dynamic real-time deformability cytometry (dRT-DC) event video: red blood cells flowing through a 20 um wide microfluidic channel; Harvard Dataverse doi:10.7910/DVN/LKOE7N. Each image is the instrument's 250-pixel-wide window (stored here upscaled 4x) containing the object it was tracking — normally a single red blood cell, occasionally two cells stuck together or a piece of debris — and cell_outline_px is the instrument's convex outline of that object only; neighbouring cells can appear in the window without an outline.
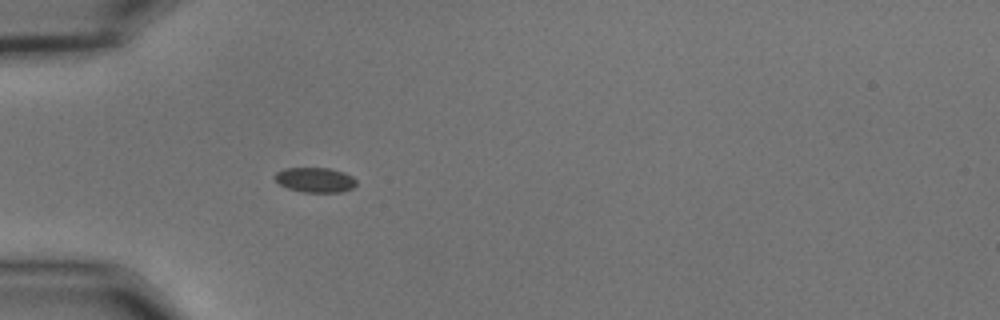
{"species": "common noctule bat (a hibernating species)", "species_latin": "Nyctalus noctula", "temperature_condition": "cold", "stored_images_in_passage": 39, "camera_frame_rate_fps": 3000, "um_per_image_px": 0.085, "animal": {"sex": "male", "body_mass_g": 15.6}, "frame": {"image": 1, "passage_image": 1, "time_ms": 0.0, "image_size_px": [1000, 320], "cell_outline_px": [[356, 184], [352, 188], [340, 192], [304, 192], [288, 188], [280, 184], [272, 176], [276, 172], [284, 168], [328, 168], [344, 172], [352, 176], [356, 180]], "centroid_in_image_um": [26.77, 15.28], "position_along_channel_um": 58.2, "area_um2": 11.79}}
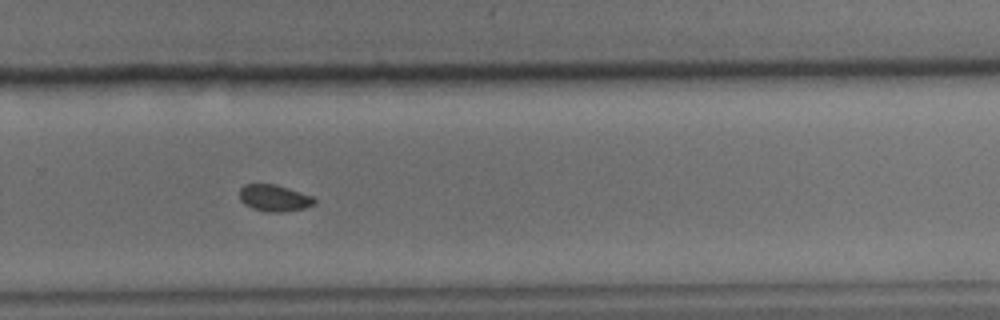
{"frame": {"image": 2, "passage_image": 22, "time_ms": 7.0, "image_size_px": [1000, 320], "cell_outline_px": [[316, 204], [304, 208], [280, 212], [268, 212], [252, 208], [244, 204], [240, 200], [240, 188], [244, 184], [276, 184], [312, 196], [316, 200]], "centroid_in_image_um": [23.31, 16.83], "position_along_channel_um": 306.5, "area_um2": 11.62}}
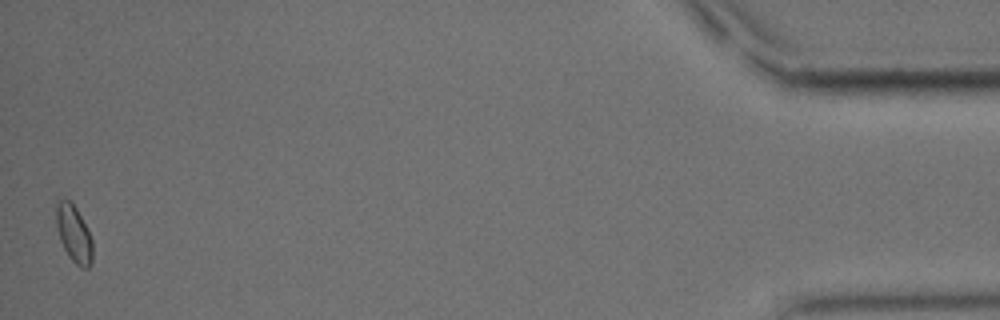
{"frame": {"image": 3, "passage_image": 39, "time_ms": 12.667, "image_size_px": [1000, 320], "cell_outline_px": [[92, 264], [88, 268], [80, 268], [68, 256], [60, 240], [56, 224], [56, 204], [60, 200], [72, 200], [92, 240]], "centroid_in_image_um": [6.27, 19.89], "position_along_channel_um": 428.9, "area_um2": 11.96}}